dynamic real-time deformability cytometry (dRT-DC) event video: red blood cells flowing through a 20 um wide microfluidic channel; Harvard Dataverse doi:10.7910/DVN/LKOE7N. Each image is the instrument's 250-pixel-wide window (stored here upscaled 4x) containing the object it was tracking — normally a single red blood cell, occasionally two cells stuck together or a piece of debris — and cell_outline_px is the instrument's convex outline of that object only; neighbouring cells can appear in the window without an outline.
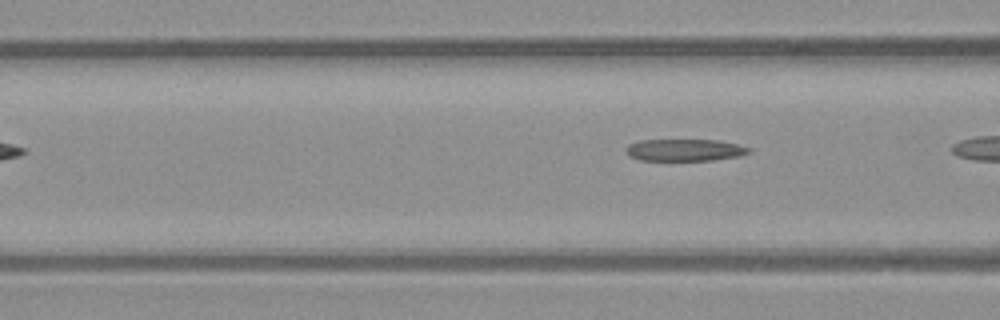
{"species": "common noctule bat (a hibernating species)", "species_latin": "Nyctalus noctula", "temperature_condition": "warm", "stored_images_in_passage": 5, "camera_frame_rate_fps": 3000, "um_per_image_px": 0.085, "animal": {"sex": "male", "body_mass_g": 23.1, "forearm_length_mm": 52.7}, "frame": {"image": 1, "passage_image": 5, "time_ms": 4.667, "image_size_px": [1000, 320], "cell_outline_px": [[752, 152], [740, 156], [712, 160], [640, 160], [632, 156], [624, 148], [628, 144], [640, 140], [716, 140], [736, 144], [752, 148]], "centroid_in_image_um": [58.24, 12.75], "position_along_channel_um": 108.4, "area_um2": 15.66}}